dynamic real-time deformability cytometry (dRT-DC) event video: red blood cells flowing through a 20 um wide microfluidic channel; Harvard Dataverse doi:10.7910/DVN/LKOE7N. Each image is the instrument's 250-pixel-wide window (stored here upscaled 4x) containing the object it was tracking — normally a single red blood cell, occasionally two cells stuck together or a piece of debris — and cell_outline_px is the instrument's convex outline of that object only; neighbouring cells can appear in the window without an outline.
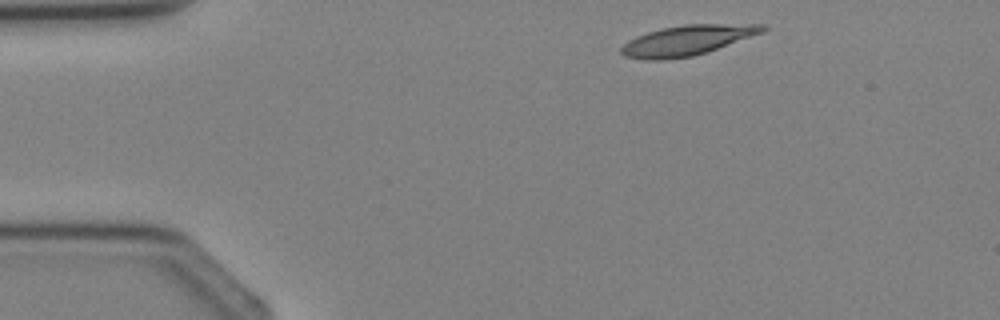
{"species": "Egyptian fruit bat (a non-hibernating species)", "species_latin": "Rousettus aegyptiacus", "temperature_condition": "cold", "stored_images_in_passage": 2, "camera_frame_rate_fps": 3000, "um_per_image_px": 0.085, "animal": {"sex": "female"}, "frame": {"image": 1, "passage_image": 1, "time_ms": 0.0, "image_size_px": [1000, 320], "cell_outline_px": [[768, 28], [764, 32], [708, 52], [692, 56], [664, 60], [644, 60], [624, 56], [620, 52], [620, 48], [628, 40], [636, 36], [648, 32], [664, 28], [684, 24], [764, 24]], "centroid_in_image_um": [58.41, 3.43], "position_along_channel_um": 26.6, "area_um2": 24.91}}